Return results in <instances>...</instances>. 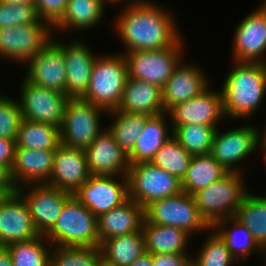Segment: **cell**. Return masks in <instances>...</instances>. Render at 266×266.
I'll return each mask as SVG.
<instances>
[{
	"label": "cell",
	"mask_w": 266,
	"mask_h": 266,
	"mask_svg": "<svg viewBox=\"0 0 266 266\" xmlns=\"http://www.w3.org/2000/svg\"><path fill=\"white\" fill-rule=\"evenodd\" d=\"M101 260L99 247L52 246L50 266H98Z\"/></svg>",
	"instance_id": "cell-39"
},
{
	"label": "cell",
	"mask_w": 266,
	"mask_h": 266,
	"mask_svg": "<svg viewBox=\"0 0 266 266\" xmlns=\"http://www.w3.org/2000/svg\"><path fill=\"white\" fill-rule=\"evenodd\" d=\"M54 38L55 36L26 63L25 78L37 86L66 94L62 40Z\"/></svg>",
	"instance_id": "cell-15"
},
{
	"label": "cell",
	"mask_w": 266,
	"mask_h": 266,
	"mask_svg": "<svg viewBox=\"0 0 266 266\" xmlns=\"http://www.w3.org/2000/svg\"><path fill=\"white\" fill-rule=\"evenodd\" d=\"M0 188L8 195L16 193L18 189L13 182L11 170L4 165H0Z\"/></svg>",
	"instance_id": "cell-45"
},
{
	"label": "cell",
	"mask_w": 266,
	"mask_h": 266,
	"mask_svg": "<svg viewBox=\"0 0 266 266\" xmlns=\"http://www.w3.org/2000/svg\"><path fill=\"white\" fill-rule=\"evenodd\" d=\"M44 236L52 246L99 247L98 217L72 194Z\"/></svg>",
	"instance_id": "cell-3"
},
{
	"label": "cell",
	"mask_w": 266,
	"mask_h": 266,
	"mask_svg": "<svg viewBox=\"0 0 266 266\" xmlns=\"http://www.w3.org/2000/svg\"><path fill=\"white\" fill-rule=\"evenodd\" d=\"M44 240L48 239L40 235L28 241L14 242L6 246L13 266H50L52 244L48 248Z\"/></svg>",
	"instance_id": "cell-35"
},
{
	"label": "cell",
	"mask_w": 266,
	"mask_h": 266,
	"mask_svg": "<svg viewBox=\"0 0 266 266\" xmlns=\"http://www.w3.org/2000/svg\"><path fill=\"white\" fill-rule=\"evenodd\" d=\"M244 182L243 173L229 172L193 195L201 216L211 227L219 220L235 216L248 193Z\"/></svg>",
	"instance_id": "cell-5"
},
{
	"label": "cell",
	"mask_w": 266,
	"mask_h": 266,
	"mask_svg": "<svg viewBox=\"0 0 266 266\" xmlns=\"http://www.w3.org/2000/svg\"><path fill=\"white\" fill-rule=\"evenodd\" d=\"M145 219L149 223L177 227L190 236L211 228L201 216L194 197L183 191L149 204L145 208Z\"/></svg>",
	"instance_id": "cell-8"
},
{
	"label": "cell",
	"mask_w": 266,
	"mask_h": 266,
	"mask_svg": "<svg viewBox=\"0 0 266 266\" xmlns=\"http://www.w3.org/2000/svg\"><path fill=\"white\" fill-rule=\"evenodd\" d=\"M211 228L225 241L231 255L238 262H244L255 251L258 255L264 253L252 234L235 217L219 220Z\"/></svg>",
	"instance_id": "cell-30"
},
{
	"label": "cell",
	"mask_w": 266,
	"mask_h": 266,
	"mask_svg": "<svg viewBox=\"0 0 266 266\" xmlns=\"http://www.w3.org/2000/svg\"><path fill=\"white\" fill-rule=\"evenodd\" d=\"M188 253L152 254L153 266H187L191 262Z\"/></svg>",
	"instance_id": "cell-43"
},
{
	"label": "cell",
	"mask_w": 266,
	"mask_h": 266,
	"mask_svg": "<svg viewBox=\"0 0 266 266\" xmlns=\"http://www.w3.org/2000/svg\"><path fill=\"white\" fill-rule=\"evenodd\" d=\"M15 142L16 148L57 149L60 144V130L55 125L32 122L22 118Z\"/></svg>",
	"instance_id": "cell-34"
},
{
	"label": "cell",
	"mask_w": 266,
	"mask_h": 266,
	"mask_svg": "<svg viewBox=\"0 0 266 266\" xmlns=\"http://www.w3.org/2000/svg\"><path fill=\"white\" fill-rule=\"evenodd\" d=\"M263 257H264V259L266 261V249H264Z\"/></svg>",
	"instance_id": "cell-53"
},
{
	"label": "cell",
	"mask_w": 266,
	"mask_h": 266,
	"mask_svg": "<svg viewBox=\"0 0 266 266\" xmlns=\"http://www.w3.org/2000/svg\"><path fill=\"white\" fill-rule=\"evenodd\" d=\"M53 27L38 19L34 23L0 29V56L15 63L26 64L52 40Z\"/></svg>",
	"instance_id": "cell-10"
},
{
	"label": "cell",
	"mask_w": 266,
	"mask_h": 266,
	"mask_svg": "<svg viewBox=\"0 0 266 266\" xmlns=\"http://www.w3.org/2000/svg\"><path fill=\"white\" fill-rule=\"evenodd\" d=\"M187 266H195V264L191 261Z\"/></svg>",
	"instance_id": "cell-54"
},
{
	"label": "cell",
	"mask_w": 266,
	"mask_h": 266,
	"mask_svg": "<svg viewBox=\"0 0 266 266\" xmlns=\"http://www.w3.org/2000/svg\"><path fill=\"white\" fill-rule=\"evenodd\" d=\"M263 133L257 128V149H259L262 155L266 152V125L264 126ZM263 151V152H262Z\"/></svg>",
	"instance_id": "cell-47"
},
{
	"label": "cell",
	"mask_w": 266,
	"mask_h": 266,
	"mask_svg": "<svg viewBox=\"0 0 266 266\" xmlns=\"http://www.w3.org/2000/svg\"><path fill=\"white\" fill-rule=\"evenodd\" d=\"M252 234L257 244L266 249V200L247 193L234 216Z\"/></svg>",
	"instance_id": "cell-33"
},
{
	"label": "cell",
	"mask_w": 266,
	"mask_h": 266,
	"mask_svg": "<svg viewBox=\"0 0 266 266\" xmlns=\"http://www.w3.org/2000/svg\"><path fill=\"white\" fill-rule=\"evenodd\" d=\"M217 128L204 124L177 126L173 130V137L192 156L208 154Z\"/></svg>",
	"instance_id": "cell-36"
},
{
	"label": "cell",
	"mask_w": 266,
	"mask_h": 266,
	"mask_svg": "<svg viewBox=\"0 0 266 266\" xmlns=\"http://www.w3.org/2000/svg\"><path fill=\"white\" fill-rule=\"evenodd\" d=\"M247 14L236 27L233 37L232 56L237 62H260L266 64V1Z\"/></svg>",
	"instance_id": "cell-16"
},
{
	"label": "cell",
	"mask_w": 266,
	"mask_h": 266,
	"mask_svg": "<svg viewBox=\"0 0 266 266\" xmlns=\"http://www.w3.org/2000/svg\"><path fill=\"white\" fill-rule=\"evenodd\" d=\"M8 197V194L0 188V204Z\"/></svg>",
	"instance_id": "cell-50"
},
{
	"label": "cell",
	"mask_w": 266,
	"mask_h": 266,
	"mask_svg": "<svg viewBox=\"0 0 266 266\" xmlns=\"http://www.w3.org/2000/svg\"><path fill=\"white\" fill-rule=\"evenodd\" d=\"M193 156L172 136L150 161L153 165L176 176L180 181L185 176Z\"/></svg>",
	"instance_id": "cell-37"
},
{
	"label": "cell",
	"mask_w": 266,
	"mask_h": 266,
	"mask_svg": "<svg viewBox=\"0 0 266 266\" xmlns=\"http://www.w3.org/2000/svg\"><path fill=\"white\" fill-rule=\"evenodd\" d=\"M106 3L111 2L109 0H68L64 15L53 26V33L63 29L83 31L95 28L103 21Z\"/></svg>",
	"instance_id": "cell-27"
},
{
	"label": "cell",
	"mask_w": 266,
	"mask_h": 266,
	"mask_svg": "<svg viewBox=\"0 0 266 266\" xmlns=\"http://www.w3.org/2000/svg\"><path fill=\"white\" fill-rule=\"evenodd\" d=\"M0 266H13L11 257L6 247H0Z\"/></svg>",
	"instance_id": "cell-48"
},
{
	"label": "cell",
	"mask_w": 266,
	"mask_h": 266,
	"mask_svg": "<svg viewBox=\"0 0 266 266\" xmlns=\"http://www.w3.org/2000/svg\"><path fill=\"white\" fill-rule=\"evenodd\" d=\"M23 78L19 94L22 118L60 128L69 97L64 93L37 86Z\"/></svg>",
	"instance_id": "cell-11"
},
{
	"label": "cell",
	"mask_w": 266,
	"mask_h": 266,
	"mask_svg": "<svg viewBox=\"0 0 266 266\" xmlns=\"http://www.w3.org/2000/svg\"><path fill=\"white\" fill-rule=\"evenodd\" d=\"M38 19L34 4L0 2V29L34 23Z\"/></svg>",
	"instance_id": "cell-41"
},
{
	"label": "cell",
	"mask_w": 266,
	"mask_h": 266,
	"mask_svg": "<svg viewBox=\"0 0 266 266\" xmlns=\"http://www.w3.org/2000/svg\"><path fill=\"white\" fill-rule=\"evenodd\" d=\"M0 2L9 4H34V0H0Z\"/></svg>",
	"instance_id": "cell-49"
},
{
	"label": "cell",
	"mask_w": 266,
	"mask_h": 266,
	"mask_svg": "<svg viewBox=\"0 0 266 266\" xmlns=\"http://www.w3.org/2000/svg\"><path fill=\"white\" fill-rule=\"evenodd\" d=\"M15 148V140L0 138V165L7 166L11 170L14 163Z\"/></svg>",
	"instance_id": "cell-44"
},
{
	"label": "cell",
	"mask_w": 266,
	"mask_h": 266,
	"mask_svg": "<svg viewBox=\"0 0 266 266\" xmlns=\"http://www.w3.org/2000/svg\"><path fill=\"white\" fill-rule=\"evenodd\" d=\"M263 155H264L263 161H265V164H266V152Z\"/></svg>",
	"instance_id": "cell-55"
},
{
	"label": "cell",
	"mask_w": 266,
	"mask_h": 266,
	"mask_svg": "<svg viewBox=\"0 0 266 266\" xmlns=\"http://www.w3.org/2000/svg\"><path fill=\"white\" fill-rule=\"evenodd\" d=\"M73 195L99 217L129 199L127 176L91 175Z\"/></svg>",
	"instance_id": "cell-13"
},
{
	"label": "cell",
	"mask_w": 266,
	"mask_h": 266,
	"mask_svg": "<svg viewBox=\"0 0 266 266\" xmlns=\"http://www.w3.org/2000/svg\"><path fill=\"white\" fill-rule=\"evenodd\" d=\"M111 2V4H117V3H122L124 0H109ZM129 1V0H126ZM130 1H145V0H130Z\"/></svg>",
	"instance_id": "cell-51"
},
{
	"label": "cell",
	"mask_w": 266,
	"mask_h": 266,
	"mask_svg": "<svg viewBox=\"0 0 266 266\" xmlns=\"http://www.w3.org/2000/svg\"><path fill=\"white\" fill-rule=\"evenodd\" d=\"M210 87L212 86L192 99L176 105L168 112L172 131L177 126L190 124L220 126L225 118L221 90L215 91Z\"/></svg>",
	"instance_id": "cell-17"
},
{
	"label": "cell",
	"mask_w": 266,
	"mask_h": 266,
	"mask_svg": "<svg viewBox=\"0 0 266 266\" xmlns=\"http://www.w3.org/2000/svg\"><path fill=\"white\" fill-rule=\"evenodd\" d=\"M212 230V231H211ZM201 244L196 256L191 257L195 266H234L238 262L230 253L225 241L213 229Z\"/></svg>",
	"instance_id": "cell-38"
},
{
	"label": "cell",
	"mask_w": 266,
	"mask_h": 266,
	"mask_svg": "<svg viewBox=\"0 0 266 266\" xmlns=\"http://www.w3.org/2000/svg\"><path fill=\"white\" fill-rule=\"evenodd\" d=\"M144 219L145 209L131 199L102 214L98 217L99 246L111 237L142 231Z\"/></svg>",
	"instance_id": "cell-24"
},
{
	"label": "cell",
	"mask_w": 266,
	"mask_h": 266,
	"mask_svg": "<svg viewBox=\"0 0 266 266\" xmlns=\"http://www.w3.org/2000/svg\"><path fill=\"white\" fill-rule=\"evenodd\" d=\"M228 173L210 153L195 155L181 180L182 191L193 196L213 182L222 179Z\"/></svg>",
	"instance_id": "cell-31"
},
{
	"label": "cell",
	"mask_w": 266,
	"mask_h": 266,
	"mask_svg": "<svg viewBox=\"0 0 266 266\" xmlns=\"http://www.w3.org/2000/svg\"><path fill=\"white\" fill-rule=\"evenodd\" d=\"M128 196L144 209L156 200L182 192L181 181L151 162L130 164L127 172Z\"/></svg>",
	"instance_id": "cell-7"
},
{
	"label": "cell",
	"mask_w": 266,
	"mask_h": 266,
	"mask_svg": "<svg viewBox=\"0 0 266 266\" xmlns=\"http://www.w3.org/2000/svg\"><path fill=\"white\" fill-rule=\"evenodd\" d=\"M184 42L161 50L124 52L128 77L165 86L183 58Z\"/></svg>",
	"instance_id": "cell-9"
},
{
	"label": "cell",
	"mask_w": 266,
	"mask_h": 266,
	"mask_svg": "<svg viewBox=\"0 0 266 266\" xmlns=\"http://www.w3.org/2000/svg\"><path fill=\"white\" fill-rule=\"evenodd\" d=\"M90 176L85 149L60 143L47 185L74 194Z\"/></svg>",
	"instance_id": "cell-18"
},
{
	"label": "cell",
	"mask_w": 266,
	"mask_h": 266,
	"mask_svg": "<svg viewBox=\"0 0 266 266\" xmlns=\"http://www.w3.org/2000/svg\"><path fill=\"white\" fill-rule=\"evenodd\" d=\"M89 173L96 176H126L127 155L115 142L107 128L85 149Z\"/></svg>",
	"instance_id": "cell-21"
},
{
	"label": "cell",
	"mask_w": 266,
	"mask_h": 266,
	"mask_svg": "<svg viewBox=\"0 0 266 266\" xmlns=\"http://www.w3.org/2000/svg\"><path fill=\"white\" fill-rule=\"evenodd\" d=\"M17 192L27 203L33 224L40 235H45L56 223L69 192L47 184L21 186Z\"/></svg>",
	"instance_id": "cell-14"
},
{
	"label": "cell",
	"mask_w": 266,
	"mask_h": 266,
	"mask_svg": "<svg viewBox=\"0 0 266 266\" xmlns=\"http://www.w3.org/2000/svg\"><path fill=\"white\" fill-rule=\"evenodd\" d=\"M21 120L19 100L3 95L0 98V138L16 141Z\"/></svg>",
	"instance_id": "cell-40"
},
{
	"label": "cell",
	"mask_w": 266,
	"mask_h": 266,
	"mask_svg": "<svg viewBox=\"0 0 266 266\" xmlns=\"http://www.w3.org/2000/svg\"><path fill=\"white\" fill-rule=\"evenodd\" d=\"M68 0H34L39 19L48 22L52 27L62 18Z\"/></svg>",
	"instance_id": "cell-42"
},
{
	"label": "cell",
	"mask_w": 266,
	"mask_h": 266,
	"mask_svg": "<svg viewBox=\"0 0 266 266\" xmlns=\"http://www.w3.org/2000/svg\"><path fill=\"white\" fill-rule=\"evenodd\" d=\"M125 2L113 23L124 52L161 50L184 41L169 9L150 0Z\"/></svg>",
	"instance_id": "cell-1"
},
{
	"label": "cell",
	"mask_w": 266,
	"mask_h": 266,
	"mask_svg": "<svg viewBox=\"0 0 266 266\" xmlns=\"http://www.w3.org/2000/svg\"><path fill=\"white\" fill-rule=\"evenodd\" d=\"M167 116L168 113L165 112L147 120L133 150L127 155L129 164L150 162L155 153L173 136Z\"/></svg>",
	"instance_id": "cell-26"
},
{
	"label": "cell",
	"mask_w": 266,
	"mask_h": 266,
	"mask_svg": "<svg viewBox=\"0 0 266 266\" xmlns=\"http://www.w3.org/2000/svg\"><path fill=\"white\" fill-rule=\"evenodd\" d=\"M221 88L225 119L246 121L266 95V64L233 61Z\"/></svg>",
	"instance_id": "cell-2"
},
{
	"label": "cell",
	"mask_w": 266,
	"mask_h": 266,
	"mask_svg": "<svg viewBox=\"0 0 266 266\" xmlns=\"http://www.w3.org/2000/svg\"><path fill=\"white\" fill-rule=\"evenodd\" d=\"M55 151L15 148L11 176L16 187L47 184L51 178Z\"/></svg>",
	"instance_id": "cell-23"
},
{
	"label": "cell",
	"mask_w": 266,
	"mask_h": 266,
	"mask_svg": "<svg viewBox=\"0 0 266 266\" xmlns=\"http://www.w3.org/2000/svg\"><path fill=\"white\" fill-rule=\"evenodd\" d=\"M99 248L102 260L112 266H129L146 252L143 231L111 237Z\"/></svg>",
	"instance_id": "cell-29"
},
{
	"label": "cell",
	"mask_w": 266,
	"mask_h": 266,
	"mask_svg": "<svg viewBox=\"0 0 266 266\" xmlns=\"http://www.w3.org/2000/svg\"><path fill=\"white\" fill-rule=\"evenodd\" d=\"M197 64L181 61L162 88V101L168 113L176 105L192 99L210 86L205 71Z\"/></svg>",
	"instance_id": "cell-22"
},
{
	"label": "cell",
	"mask_w": 266,
	"mask_h": 266,
	"mask_svg": "<svg viewBox=\"0 0 266 266\" xmlns=\"http://www.w3.org/2000/svg\"><path fill=\"white\" fill-rule=\"evenodd\" d=\"M38 236L24 198L18 192L8 195L0 204V247Z\"/></svg>",
	"instance_id": "cell-19"
},
{
	"label": "cell",
	"mask_w": 266,
	"mask_h": 266,
	"mask_svg": "<svg viewBox=\"0 0 266 266\" xmlns=\"http://www.w3.org/2000/svg\"><path fill=\"white\" fill-rule=\"evenodd\" d=\"M219 130L218 127L214 134L211 156L228 172L242 173L239 163L257 149V127L243 124L222 133Z\"/></svg>",
	"instance_id": "cell-12"
},
{
	"label": "cell",
	"mask_w": 266,
	"mask_h": 266,
	"mask_svg": "<svg viewBox=\"0 0 266 266\" xmlns=\"http://www.w3.org/2000/svg\"><path fill=\"white\" fill-rule=\"evenodd\" d=\"M142 231L147 253H187L191 236L182 229L149 223L144 219Z\"/></svg>",
	"instance_id": "cell-28"
},
{
	"label": "cell",
	"mask_w": 266,
	"mask_h": 266,
	"mask_svg": "<svg viewBox=\"0 0 266 266\" xmlns=\"http://www.w3.org/2000/svg\"><path fill=\"white\" fill-rule=\"evenodd\" d=\"M116 110L149 116L165 113L162 89L152 83L128 77Z\"/></svg>",
	"instance_id": "cell-25"
},
{
	"label": "cell",
	"mask_w": 266,
	"mask_h": 266,
	"mask_svg": "<svg viewBox=\"0 0 266 266\" xmlns=\"http://www.w3.org/2000/svg\"><path fill=\"white\" fill-rule=\"evenodd\" d=\"M98 266H112V265L107 264V263H105L103 260H101V262L99 263Z\"/></svg>",
	"instance_id": "cell-52"
},
{
	"label": "cell",
	"mask_w": 266,
	"mask_h": 266,
	"mask_svg": "<svg viewBox=\"0 0 266 266\" xmlns=\"http://www.w3.org/2000/svg\"><path fill=\"white\" fill-rule=\"evenodd\" d=\"M107 114L114 119L111 120L112 124L108 125L107 129L113 135L118 146L128 155L133 150L136 140L151 116L118 110L108 111Z\"/></svg>",
	"instance_id": "cell-32"
},
{
	"label": "cell",
	"mask_w": 266,
	"mask_h": 266,
	"mask_svg": "<svg viewBox=\"0 0 266 266\" xmlns=\"http://www.w3.org/2000/svg\"><path fill=\"white\" fill-rule=\"evenodd\" d=\"M129 266H153L152 254L145 252Z\"/></svg>",
	"instance_id": "cell-46"
},
{
	"label": "cell",
	"mask_w": 266,
	"mask_h": 266,
	"mask_svg": "<svg viewBox=\"0 0 266 266\" xmlns=\"http://www.w3.org/2000/svg\"><path fill=\"white\" fill-rule=\"evenodd\" d=\"M108 54L98 55L92 67L88 90L82 97L107 112L118 108L128 79L123 53Z\"/></svg>",
	"instance_id": "cell-4"
},
{
	"label": "cell",
	"mask_w": 266,
	"mask_h": 266,
	"mask_svg": "<svg viewBox=\"0 0 266 266\" xmlns=\"http://www.w3.org/2000/svg\"><path fill=\"white\" fill-rule=\"evenodd\" d=\"M78 38L62 41V52L66 66V95L69 98H82L91 78V71L97 54Z\"/></svg>",
	"instance_id": "cell-20"
},
{
	"label": "cell",
	"mask_w": 266,
	"mask_h": 266,
	"mask_svg": "<svg viewBox=\"0 0 266 266\" xmlns=\"http://www.w3.org/2000/svg\"><path fill=\"white\" fill-rule=\"evenodd\" d=\"M107 111L82 98H69L64 109L60 130V143L86 149L104 130L101 115ZM103 128V129H101Z\"/></svg>",
	"instance_id": "cell-6"
}]
</instances>
